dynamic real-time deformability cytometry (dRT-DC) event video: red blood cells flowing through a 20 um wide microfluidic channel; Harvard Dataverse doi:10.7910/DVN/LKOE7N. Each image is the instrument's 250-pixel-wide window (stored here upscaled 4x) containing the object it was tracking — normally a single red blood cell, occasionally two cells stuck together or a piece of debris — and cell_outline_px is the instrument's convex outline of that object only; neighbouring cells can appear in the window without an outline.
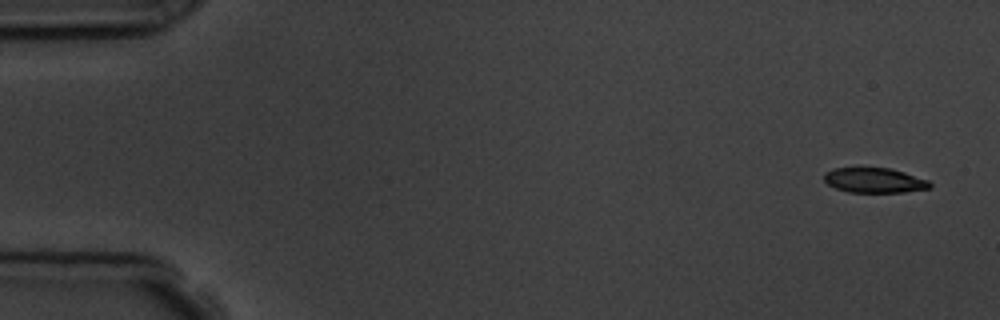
{"species": "common noctule bat (a hibernating species)", "species_latin": "Nyctalus noctula", "temperature_condition": "room temperature", "stored_images_in_passage": 5, "camera_frame_rate_fps": 3000, "um_per_image_px": 0.085, "animal": {"sex": "male", "body_mass_g": 19.5, "forearm_length_mm": 54.6}, "frame": {"image": 1, "passage_image": 1, "time_ms": 0.0, "image_size_px": [1000, 320], "cell_outline_px": [[932, 188], [904, 192], [848, 192], [836, 188], [828, 184], [824, 180], [824, 172], [832, 168], [892, 168], [928, 180], [932, 184]], "centroid_in_image_um": [74.33, 15.32], "position_along_channel_um": 10.7, "area_um2": 15.43}}
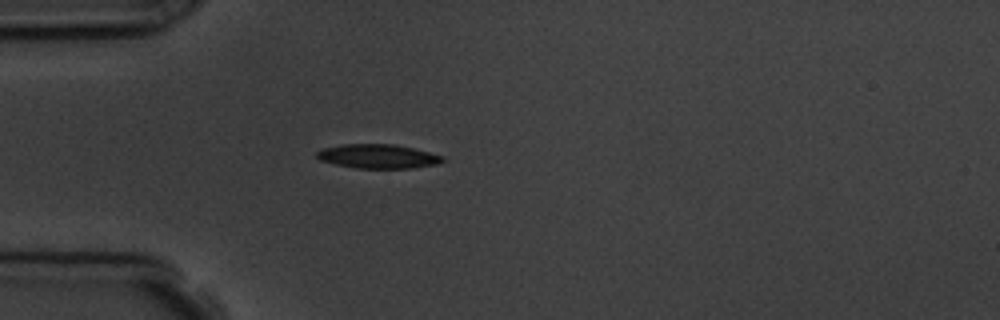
{"frame": {"image": 2, "passage_image": 5, "time_ms": 4.333, "image_size_px": [1000, 320], "cell_outline_px": [[444, 160], [436, 164], [412, 168], [356, 168], [336, 164], [320, 160], [316, 156], [316, 152], [324, 148], [344, 144], [396, 144], [444, 156]], "centroid_in_image_um": [32.12, 13.28], "position_along_channel_um": 52.9, "area_um2": 17.51}}